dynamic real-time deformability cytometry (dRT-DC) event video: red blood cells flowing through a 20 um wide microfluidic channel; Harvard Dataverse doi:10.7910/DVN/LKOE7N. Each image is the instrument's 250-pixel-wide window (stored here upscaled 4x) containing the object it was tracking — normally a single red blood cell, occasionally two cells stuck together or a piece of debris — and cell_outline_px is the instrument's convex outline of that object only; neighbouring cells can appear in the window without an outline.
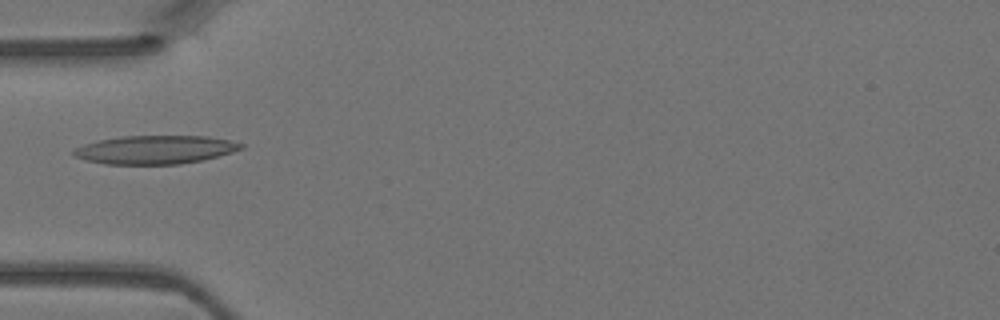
{"species": "Egyptian fruit bat (a non-hibernating species)", "species_latin": "Rousettus aegyptiacus", "temperature_condition": "warm", "stored_images_in_passage": 4, "camera_frame_rate_fps": 3000, "um_per_image_px": 0.085, "animal": {"sex": "female"}, "frame": {"image": 1, "passage_image": 4, "time_ms": 1.0, "image_size_px": [1000, 320], "cell_outline_px": [[244, 148], [232, 152], [204, 160], [180, 164], [104, 164], [84, 160], [76, 156], [72, 152], [76, 148], [84, 144], [100, 140], [120, 136], [208, 136], [228, 140], [244, 144]], "centroid_in_image_um": [13.21, 12.73], "position_along_channel_um": 71.8, "area_um2": 27.74}}